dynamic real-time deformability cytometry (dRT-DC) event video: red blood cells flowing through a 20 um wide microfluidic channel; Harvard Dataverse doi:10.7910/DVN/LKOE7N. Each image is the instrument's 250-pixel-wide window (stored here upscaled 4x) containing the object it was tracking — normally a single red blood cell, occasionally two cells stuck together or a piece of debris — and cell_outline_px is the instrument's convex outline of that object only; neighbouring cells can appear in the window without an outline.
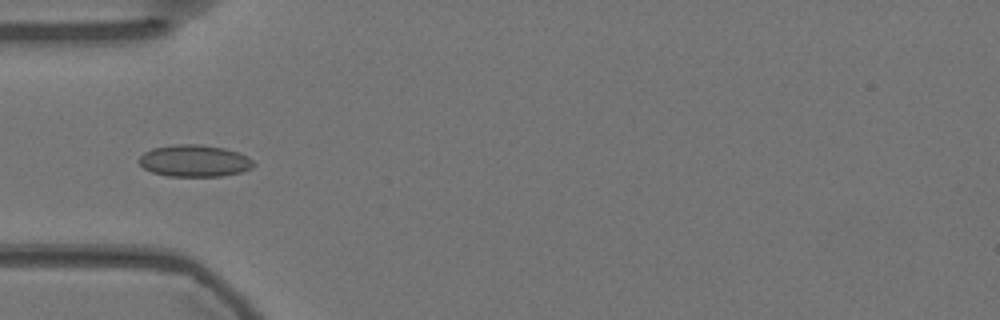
{"species": "Egyptian fruit bat (a non-hibernating species)", "species_latin": "Rousettus aegyptiacus", "temperature_condition": "warm", "stored_images_in_passage": 46, "camera_frame_rate_fps": 3000, "um_per_image_px": 0.085, "animal": {"sex": "female"}, "frame": {"image": 1, "passage_image": 14, "time_ms": 4.333, "image_size_px": [1000, 320], "cell_outline_px": [[256, 164], [252, 168], [240, 172], [220, 176], [168, 176], [152, 172], [144, 168], [136, 160], [144, 152], [152, 148], [172, 144], [200, 144], [224, 148], [248, 156]], "centroid_in_image_um": [16.5, 13.66], "position_along_channel_um": 68.5, "area_um2": 21.39}}
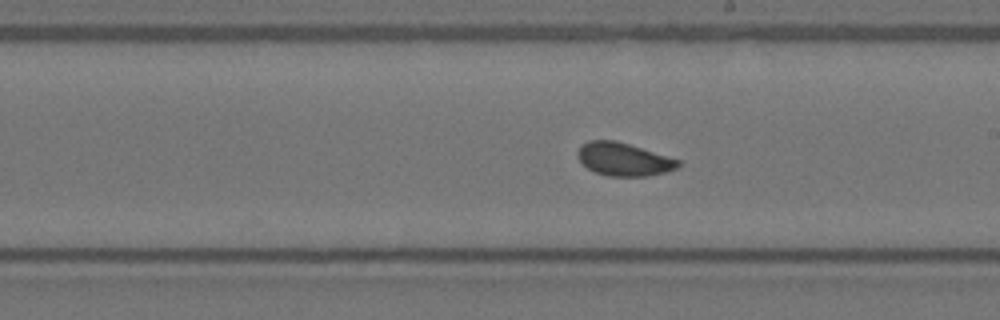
{"frame": {"image": 2, "passage_image": 28, "time_ms": 9.0, "image_size_px": [1000, 320], "cell_outline_px": [[680, 164], [676, 168], [664, 172], [648, 176], [608, 176], [596, 172], [588, 168], [576, 156], [576, 152], [580, 144], [588, 140], [616, 140], [680, 160]], "centroid_in_image_um": [52.96, 13.52], "position_along_channel_um": 236.0, "area_um2": 19.31}}
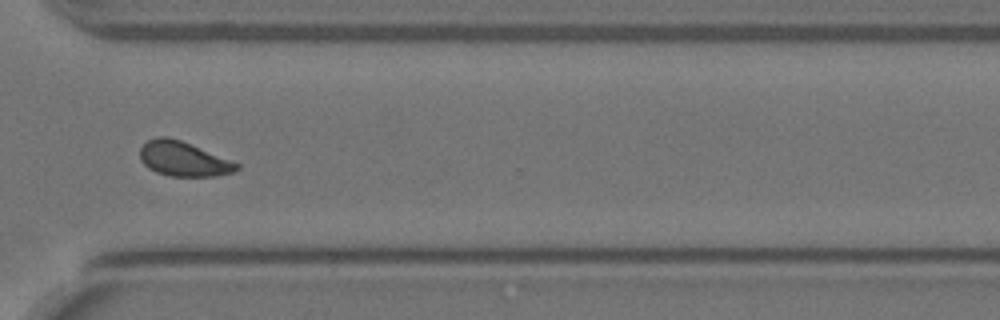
{"frame": {"image": 3, "passage_image": 38, "time_ms": 12.333, "image_size_px": [1000, 320], "cell_outline_px": [[240, 168], [232, 172], [216, 176], [168, 176], [156, 172], [148, 168], [140, 160], [140, 148], [148, 140], [156, 136], [168, 136], [180, 140], [240, 164]], "centroid_in_image_um": [15.55, 13.51], "position_along_channel_um": 355.0, "area_um2": 19.42}}